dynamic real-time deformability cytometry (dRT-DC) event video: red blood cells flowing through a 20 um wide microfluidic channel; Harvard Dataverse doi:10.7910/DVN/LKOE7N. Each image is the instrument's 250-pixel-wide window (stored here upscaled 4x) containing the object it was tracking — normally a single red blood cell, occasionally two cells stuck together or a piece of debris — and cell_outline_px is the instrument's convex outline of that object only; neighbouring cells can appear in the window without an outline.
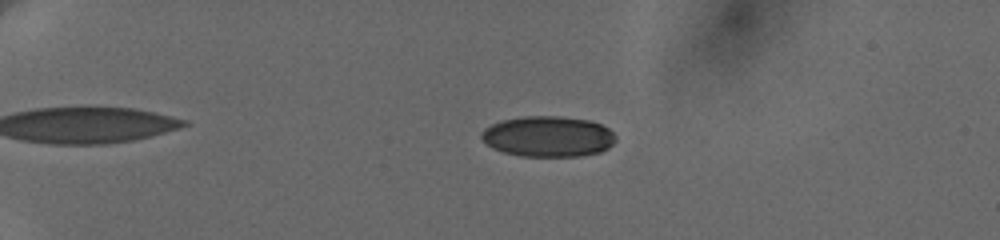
{"species": "human", "species_latin": "Homo sapiens", "temperature_condition": "cold", "stored_images_in_passage": 68, "camera_frame_rate_fps": 3000, "um_per_image_px": 0.085, "donor": {"sex": "female"}, "frame": {"image": 1, "passage_image": 9, "time_ms": 2.0, "image_size_px": [1000, 240], "cell_outline_px": [[616, 140], [608, 148], [600, 152], [580, 156], [520, 156], [504, 152], [492, 148], [480, 136], [480, 132], [484, 128], [500, 120], [524, 116], [560, 116], [588, 120], [600, 124], [608, 128], [616, 136]], "centroid_in_image_um": [46.58, 11.59], "position_along_channel_um": 38.4, "area_um2": 31.91}}
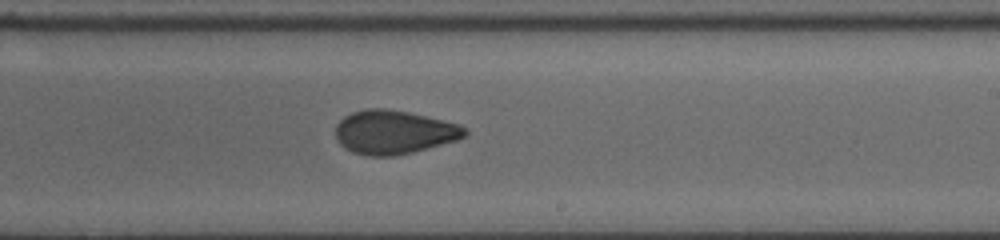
{"frame": {"image": 2, "passage_image": 39, "time_ms": 10.0, "image_size_px": [1000, 240], "cell_outline_px": [[468, 132], [464, 136], [456, 140], [412, 152], [396, 156], [368, 156], [352, 152], [344, 148], [336, 140], [336, 124], [344, 116], [352, 112], [364, 108], [384, 108], [408, 112], [460, 124], [468, 128]], "centroid_in_image_um": [33.45, 11.23], "position_along_channel_um": 255.5, "area_um2": 33.06}}
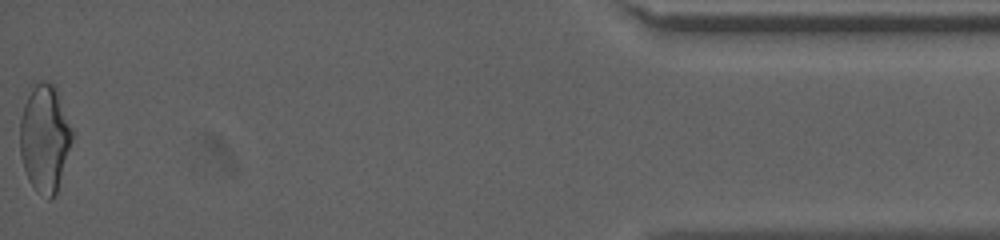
{"frame": {"image": 3, "passage_image": 67, "time_ms": 16.667, "image_size_px": [1000, 240], "cell_outline_px": [[72, 140], [56, 196], [52, 200], [48, 200], [36, 192], [28, 180], [20, 156], [20, 120], [24, 104], [32, 80], [44, 80], [56, 84], [72, 128]], "centroid_in_image_um": [3.79, 11.71], "position_along_channel_um": 431.4, "area_um2": 33.52}, "authors_computed_cell_mechanics": {"area_um2": 32.6281, "velocity_mm_per_s": 3.68, "shape_relaxation_time_tau1_ms": 6.9066, "shape_relaxation_time_tau2_ms": 2.1317, "deformation_change_tau1": 0.1525, "deformation_change_tau2": 0.0714}}